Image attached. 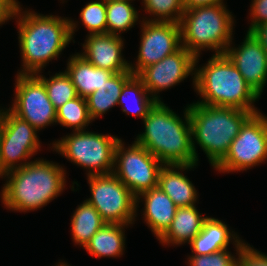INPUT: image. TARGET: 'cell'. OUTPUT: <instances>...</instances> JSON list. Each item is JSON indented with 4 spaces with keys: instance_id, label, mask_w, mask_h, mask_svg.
I'll use <instances>...</instances> for the list:
<instances>
[{
    "instance_id": "27",
    "label": "cell",
    "mask_w": 267,
    "mask_h": 266,
    "mask_svg": "<svg viewBox=\"0 0 267 266\" xmlns=\"http://www.w3.org/2000/svg\"><path fill=\"white\" fill-rule=\"evenodd\" d=\"M57 124L73 129V131L86 130L93 120L90 117L87 100L77 96L56 110Z\"/></svg>"
},
{
    "instance_id": "15",
    "label": "cell",
    "mask_w": 267,
    "mask_h": 266,
    "mask_svg": "<svg viewBox=\"0 0 267 266\" xmlns=\"http://www.w3.org/2000/svg\"><path fill=\"white\" fill-rule=\"evenodd\" d=\"M84 52L78 53L97 68L114 73L131 72L129 62L123 58L124 38L108 33L87 35Z\"/></svg>"
},
{
    "instance_id": "13",
    "label": "cell",
    "mask_w": 267,
    "mask_h": 266,
    "mask_svg": "<svg viewBox=\"0 0 267 266\" xmlns=\"http://www.w3.org/2000/svg\"><path fill=\"white\" fill-rule=\"evenodd\" d=\"M198 60L199 57H195L182 46L161 61L143 68L136 76L156 101H162L159 92L171 89L189 75H193V85H195V68L198 67Z\"/></svg>"
},
{
    "instance_id": "29",
    "label": "cell",
    "mask_w": 267,
    "mask_h": 266,
    "mask_svg": "<svg viewBox=\"0 0 267 266\" xmlns=\"http://www.w3.org/2000/svg\"><path fill=\"white\" fill-rule=\"evenodd\" d=\"M40 145V143L0 142V157L3 170L8 172L29 163L27 160L31 159L40 150Z\"/></svg>"
},
{
    "instance_id": "17",
    "label": "cell",
    "mask_w": 267,
    "mask_h": 266,
    "mask_svg": "<svg viewBox=\"0 0 267 266\" xmlns=\"http://www.w3.org/2000/svg\"><path fill=\"white\" fill-rule=\"evenodd\" d=\"M197 165H163L160 169L158 187L179 207L196 205L198 192L189 178L182 172L190 171Z\"/></svg>"
},
{
    "instance_id": "21",
    "label": "cell",
    "mask_w": 267,
    "mask_h": 266,
    "mask_svg": "<svg viewBox=\"0 0 267 266\" xmlns=\"http://www.w3.org/2000/svg\"><path fill=\"white\" fill-rule=\"evenodd\" d=\"M129 224L105 223L90 239L85 250L96 258L121 257L125 252V229Z\"/></svg>"
},
{
    "instance_id": "19",
    "label": "cell",
    "mask_w": 267,
    "mask_h": 266,
    "mask_svg": "<svg viewBox=\"0 0 267 266\" xmlns=\"http://www.w3.org/2000/svg\"><path fill=\"white\" fill-rule=\"evenodd\" d=\"M207 217L197 210L196 205L179 207L171 226L158 240L163 246L189 244L200 233L203 222Z\"/></svg>"
},
{
    "instance_id": "22",
    "label": "cell",
    "mask_w": 267,
    "mask_h": 266,
    "mask_svg": "<svg viewBox=\"0 0 267 266\" xmlns=\"http://www.w3.org/2000/svg\"><path fill=\"white\" fill-rule=\"evenodd\" d=\"M133 75L132 72L115 73L99 89L86 97L89 114L93 121L118 105L123 86Z\"/></svg>"
},
{
    "instance_id": "28",
    "label": "cell",
    "mask_w": 267,
    "mask_h": 266,
    "mask_svg": "<svg viewBox=\"0 0 267 266\" xmlns=\"http://www.w3.org/2000/svg\"><path fill=\"white\" fill-rule=\"evenodd\" d=\"M41 73L35 75L44 83L48 98L56 110L78 96L75 86L65 71L56 73L49 78Z\"/></svg>"
},
{
    "instance_id": "4",
    "label": "cell",
    "mask_w": 267,
    "mask_h": 266,
    "mask_svg": "<svg viewBox=\"0 0 267 266\" xmlns=\"http://www.w3.org/2000/svg\"><path fill=\"white\" fill-rule=\"evenodd\" d=\"M207 62L204 66L195 68L193 87L202 98L196 103L232 107L252 114L260 112L254 105L260 97L225 54H213Z\"/></svg>"
},
{
    "instance_id": "39",
    "label": "cell",
    "mask_w": 267,
    "mask_h": 266,
    "mask_svg": "<svg viewBox=\"0 0 267 266\" xmlns=\"http://www.w3.org/2000/svg\"><path fill=\"white\" fill-rule=\"evenodd\" d=\"M59 264H55V266H71L70 264H68L67 262H58Z\"/></svg>"
},
{
    "instance_id": "6",
    "label": "cell",
    "mask_w": 267,
    "mask_h": 266,
    "mask_svg": "<svg viewBox=\"0 0 267 266\" xmlns=\"http://www.w3.org/2000/svg\"><path fill=\"white\" fill-rule=\"evenodd\" d=\"M226 5H207L184 10L180 21L182 46L195 57L201 51L224 54L233 43L234 17Z\"/></svg>"
},
{
    "instance_id": "31",
    "label": "cell",
    "mask_w": 267,
    "mask_h": 266,
    "mask_svg": "<svg viewBox=\"0 0 267 266\" xmlns=\"http://www.w3.org/2000/svg\"><path fill=\"white\" fill-rule=\"evenodd\" d=\"M80 21L91 34L107 33L106 1L96 0L86 3L80 12Z\"/></svg>"
},
{
    "instance_id": "18",
    "label": "cell",
    "mask_w": 267,
    "mask_h": 266,
    "mask_svg": "<svg viewBox=\"0 0 267 266\" xmlns=\"http://www.w3.org/2000/svg\"><path fill=\"white\" fill-rule=\"evenodd\" d=\"M237 233L231 232L225 222L207 217L202 225V229L189 243L192 254L210 255L224 249H228L230 241L233 245H238L242 240Z\"/></svg>"
},
{
    "instance_id": "38",
    "label": "cell",
    "mask_w": 267,
    "mask_h": 266,
    "mask_svg": "<svg viewBox=\"0 0 267 266\" xmlns=\"http://www.w3.org/2000/svg\"><path fill=\"white\" fill-rule=\"evenodd\" d=\"M1 134H2V121L0 116V142H1ZM6 172L3 170L2 164H1V157H0V177L5 178Z\"/></svg>"
},
{
    "instance_id": "10",
    "label": "cell",
    "mask_w": 267,
    "mask_h": 266,
    "mask_svg": "<svg viewBox=\"0 0 267 266\" xmlns=\"http://www.w3.org/2000/svg\"><path fill=\"white\" fill-rule=\"evenodd\" d=\"M124 146L120 138L115 149L113 174L137 197L157 187L164 164L136 141L127 148Z\"/></svg>"
},
{
    "instance_id": "3",
    "label": "cell",
    "mask_w": 267,
    "mask_h": 266,
    "mask_svg": "<svg viewBox=\"0 0 267 266\" xmlns=\"http://www.w3.org/2000/svg\"><path fill=\"white\" fill-rule=\"evenodd\" d=\"M5 179L0 192L4 207L15 212L34 211L61 195L66 186V170L59 163L36 159L6 172Z\"/></svg>"
},
{
    "instance_id": "24",
    "label": "cell",
    "mask_w": 267,
    "mask_h": 266,
    "mask_svg": "<svg viewBox=\"0 0 267 266\" xmlns=\"http://www.w3.org/2000/svg\"><path fill=\"white\" fill-rule=\"evenodd\" d=\"M99 212L86 200L76 207L71 218L72 241L85 248L92 236L105 225Z\"/></svg>"
},
{
    "instance_id": "25",
    "label": "cell",
    "mask_w": 267,
    "mask_h": 266,
    "mask_svg": "<svg viewBox=\"0 0 267 266\" xmlns=\"http://www.w3.org/2000/svg\"><path fill=\"white\" fill-rule=\"evenodd\" d=\"M134 0L106 1L107 33L120 36L139 20V13L131 4Z\"/></svg>"
},
{
    "instance_id": "1",
    "label": "cell",
    "mask_w": 267,
    "mask_h": 266,
    "mask_svg": "<svg viewBox=\"0 0 267 266\" xmlns=\"http://www.w3.org/2000/svg\"><path fill=\"white\" fill-rule=\"evenodd\" d=\"M19 5L15 14L22 69L18 74H37L73 40L78 24L68 17L38 14Z\"/></svg>"
},
{
    "instance_id": "5",
    "label": "cell",
    "mask_w": 267,
    "mask_h": 266,
    "mask_svg": "<svg viewBox=\"0 0 267 266\" xmlns=\"http://www.w3.org/2000/svg\"><path fill=\"white\" fill-rule=\"evenodd\" d=\"M188 111L197 163L196 144L206 154L213 168L225 157L241 126L252 115L249 111L237 108L207 106L196 102L188 104Z\"/></svg>"
},
{
    "instance_id": "8",
    "label": "cell",
    "mask_w": 267,
    "mask_h": 266,
    "mask_svg": "<svg viewBox=\"0 0 267 266\" xmlns=\"http://www.w3.org/2000/svg\"><path fill=\"white\" fill-rule=\"evenodd\" d=\"M267 160V116L252 114L241 126L225 157L214 167L218 173L247 171Z\"/></svg>"
},
{
    "instance_id": "2",
    "label": "cell",
    "mask_w": 267,
    "mask_h": 266,
    "mask_svg": "<svg viewBox=\"0 0 267 266\" xmlns=\"http://www.w3.org/2000/svg\"><path fill=\"white\" fill-rule=\"evenodd\" d=\"M182 119L164 102L157 101L142 119L144 132L135 141L164 165H198L192 146L188 106Z\"/></svg>"
},
{
    "instance_id": "33",
    "label": "cell",
    "mask_w": 267,
    "mask_h": 266,
    "mask_svg": "<svg viewBox=\"0 0 267 266\" xmlns=\"http://www.w3.org/2000/svg\"><path fill=\"white\" fill-rule=\"evenodd\" d=\"M238 266H267V254L245 242L238 256Z\"/></svg>"
},
{
    "instance_id": "40",
    "label": "cell",
    "mask_w": 267,
    "mask_h": 266,
    "mask_svg": "<svg viewBox=\"0 0 267 266\" xmlns=\"http://www.w3.org/2000/svg\"><path fill=\"white\" fill-rule=\"evenodd\" d=\"M4 109L0 108V116L2 115Z\"/></svg>"
},
{
    "instance_id": "12",
    "label": "cell",
    "mask_w": 267,
    "mask_h": 266,
    "mask_svg": "<svg viewBox=\"0 0 267 266\" xmlns=\"http://www.w3.org/2000/svg\"><path fill=\"white\" fill-rule=\"evenodd\" d=\"M140 22L142 34L137 61L136 64L129 63L130 71L134 75L182 47L180 23L146 20Z\"/></svg>"
},
{
    "instance_id": "36",
    "label": "cell",
    "mask_w": 267,
    "mask_h": 266,
    "mask_svg": "<svg viewBox=\"0 0 267 266\" xmlns=\"http://www.w3.org/2000/svg\"><path fill=\"white\" fill-rule=\"evenodd\" d=\"M184 10L207 5H225L224 0H182Z\"/></svg>"
},
{
    "instance_id": "30",
    "label": "cell",
    "mask_w": 267,
    "mask_h": 266,
    "mask_svg": "<svg viewBox=\"0 0 267 266\" xmlns=\"http://www.w3.org/2000/svg\"><path fill=\"white\" fill-rule=\"evenodd\" d=\"M142 3L144 12L151 16V19L144 17L146 21L180 23L184 13L182 0H142Z\"/></svg>"
},
{
    "instance_id": "11",
    "label": "cell",
    "mask_w": 267,
    "mask_h": 266,
    "mask_svg": "<svg viewBox=\"0 0 267 266\" xmlns=\"http://www.w3.org/2000/svg\"><path fill=\"white\" fill-rule=\"evenodd\" d=\"M15 97L8 108L30 123L38 132L57 123L56 109L48 98L44 83L35 74H17Z\"/></svg>"
},
{
    "instance_id": "26",
    "label": "cell",
    "mask_w": 267,
    "mask_h": 266,
    "mask_svg": "<svg viewBox=\"0 0 267 266\" xmlns=\"http://www.w3.org/2000/svg\"><path fill=\"white\" fill-rule=\"evenodd\" d=\"M5 109L1 115V142L41 143L36 128L13 114L8 108Z\"/></svg>"
},
{
    "instance_id": "9",
    "label": "cell",
    "mask_w": 267,
    "mask_h": 266,
    "mask_svg": "<svg viewBox=\"0 0 267 266\" xmlns=\"http://www.w3.org/2000/svg\"><path fill=\"white\" fill-rule=\"evenodd\" d=\"M91 197L86 201L106 223L129 224L136 221V196L113 174L87 176Z\"/></svg>"
},
{
    "instance_id": "32",
    "label": "cell",
    "mask_w": 267,
    "mask_h": 266,
    "mask_svg": "<svg viewBox=\"0 0 267 266\" xmlns=\"http://www.w3.org/2000/svg\"><path fill=\"white\" fill-rule=\"evenodd\" d=\"M244 240L241 241L236 248V256H234L228 249H224L210 255H188L189 266H238V257L241 251V248L244 244ZM237 257V258H236Z\"/></svg>"
},
{
    "instance_id": "14",
    "label": "cell",
    "mask_w": 267,
    "mask_h": 266,
    "mask_svg": "<svg viewBox=\"0 0 267 266\" xmlns=\"http://www.w3.org/2000/svg\"><path fill=\"white\" fill-rule=\"evenodd\" d=\"M230 43L224 52L246 83L261 97L267 83V52L251 32L237 48Z\"/></svg>"
},
{
    "instance_id": "23",
    "label": "cell",
    "mask_w": 267,
    "mask_h": 266,
    "mask_svg": "<svg viewBox=\"0 0 267 266\" xmlns=\"http://www.w3.org/2000/svg\"><path fill=\"white\" fill-rule=\"evenodd\" d=\"M156 102L136 75H133L124 84L118 99V105L121 106L122 112L142 119L149 113Z\"/></svg>"
},
{
    "instance_id": "37",
    "label": "cell",
    "mask_w": 267,
    "mask_h": 266,
    "mask_svg": "<svg viewBox=\"0 0 267 266\" xmlns=\"http://www.w3.org/2000/svg\"><path fill=\"white\" fill-rule=\"evenodd\" d=\"M251 33L267 52V22L255 27Z\"/></svg>"
},
{
    "instance_id": "35",
    "label": "cell",
    "mask_w": 267,
    "mask_h": 266,
    "mask_svg": "<svg viewBox=\"0 0 267 266\" xmlns=\"http://www.w3.org/2000/svg\"><path fill=\"white\" fill-rule=\"evenodd\" d=\"M19 5L18 0H0V26L15 18Z\"/></svg>"
},
{
    "instance_id": "16",
    "label": "cell",
    "mask_w": 267,
    "mask_h": 266,
    "mask_svg": "<svg viewBox=\"0 0 267 266\" xmlns=\"http://www.w3.org/2000/svg\"><path fill=\"white\" fill-rule=\"evenodd\" d=\"M140 199L144 202L143 220L156 239H159L171 226L178 207L158 186L140 193L136 197V208L139 207Z\"/></svg>"
},
{
    "instance_id": "20",
    "label": "cell",
    "mask_w": 267,
    "mask_h": 266,
    "mask_svg": "<svg viewBox=\"0 0 267 266\" xmlns=\"http://www.w3.org/2000/svg\"><path fill=\"white\" fill-rule=\"evenodd\" d=\"M69 58L65 72L75 86L78 96L86 98L115 74L95 67L78 53L70 55Z\"/></svg>"
},
{
    "instance_id": "34",
    "label": "cell",
    "mask_w": 267,
    "mask_h": 266,
    "mask_svg": "<svg viewBox=\"0 0 267 266\" xmlns=\"http://www.w3.org/2000/svg\"><path fill=\"white\" fill-rule=\"evenodd\" d=\"M249 11L252 20L247 32L267 22V0H252Z\"/></svg>"
},
{
    "instance_id": "7",
    "label": "cell",
    "mask_w": 267,
    "mask_h": 266,
    "mask_svg": "<svg viewBox=\"0 0 267 266\" xmlns=\"http://www.w3.org/2000/svg\"><path fill=\"white\" fill-rule=\"evenodd\" d=\"M119 140L114 135L80 130L53 141L52 149L68 161L87 169V176L109 174L113 173Z\"/></svg>"
}]
</instances>
